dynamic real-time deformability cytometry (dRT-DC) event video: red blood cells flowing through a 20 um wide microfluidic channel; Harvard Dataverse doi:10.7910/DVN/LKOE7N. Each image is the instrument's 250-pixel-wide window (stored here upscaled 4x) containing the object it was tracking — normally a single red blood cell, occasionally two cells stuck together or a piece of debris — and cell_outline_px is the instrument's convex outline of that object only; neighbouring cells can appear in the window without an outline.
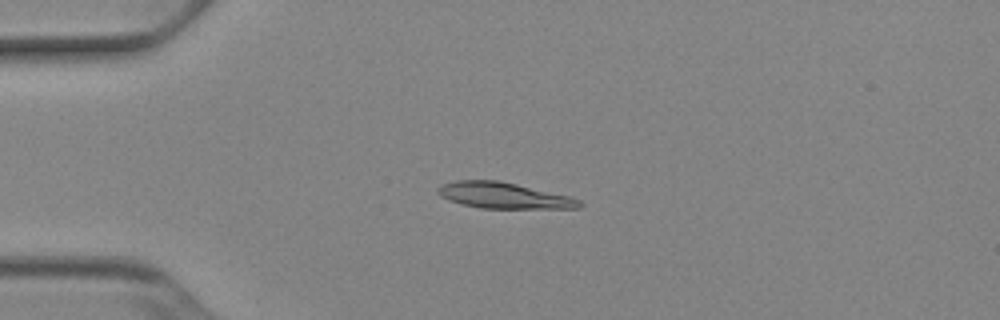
{"species": "Egyptian fruit bat (a non-hibernating species)", "species_latin": "Rousettus aegyptiacus", "temperature_condition": "cold", "stored_images_in_passage": 40, "camera_frame_rate_fps": 3000, "um_per_image_px": 0.085, "animal": {"sex": "female"}, "frame": {"image": 1, "passage_image": 6, "time_ms": 1.667, "image_size_px": [1000, 320], "cell_outline_px": [[584, 204], [580, 208], [480, 208], [448, 200], [440, 196], [436, 192], [436, 188], [440, 184], [456, 180], [500, 180], [568, 196], [580, 200]], "centroid_in_image_um": [42.77, 16.61], "position_along_channel_um": 42.2, "area_um2": 21.44}}
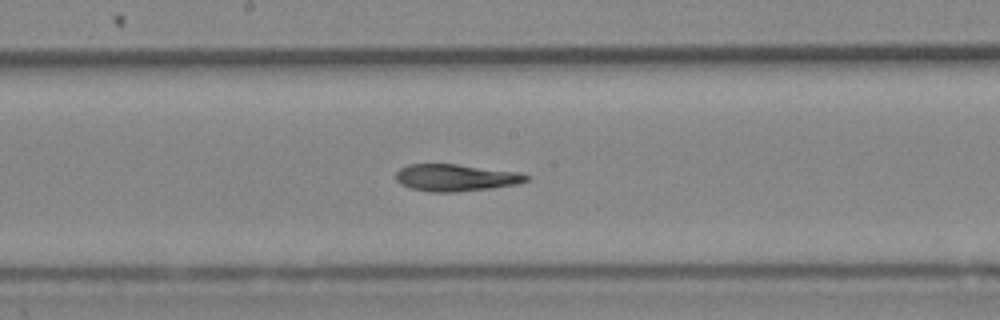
{"frame": {"image": 2, "passage_image": 21, "time_ms": 6.667, "image_size_px": [1000, 320], "cell_outline_px": [[528, 180], [516, 184], [492, 188], [456, 192], [428, 192], [408, 188], [400, 184], [396, 180], [396, 172], [400, 168], [408, 164], [456, 164], [520, 172], [528, 176]], "centroid_in_image_um": [38.69, 15.1], "position_along_channel_um": 209.5, "area_um2": 20.63}}
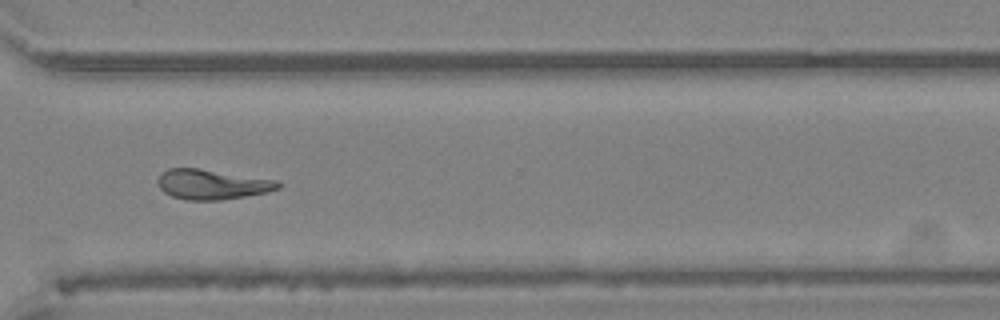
{"frame": {"image": 3, "passage_image": 32, "time_ms": 10.333, "image_size_px": [1000, 320], "cell_outline_px": [[284, 184], [280, 188], [268, 192], [220, 200], [188, 200], [172, 196], [164, 192], [160, 188], [156, 180], [168, 168], [200, 168], [276, 180]], "centroid_in_image_um": [18.05, 15.67], "position_along_channel_um": 352.6, "area_um2": 20.98}, "authors_computed_cell_mechanics": {"area_um2": 20.8369, "velocity_mm_per_s": 3.8975, "shape_relaxation_time_tau1_ms": 9.496, "shape_relaxation_time_tau2_ms": 10.2842, "deformation_change_tau1": 0.2175, "deformation_change_tau2": 0.1645}}